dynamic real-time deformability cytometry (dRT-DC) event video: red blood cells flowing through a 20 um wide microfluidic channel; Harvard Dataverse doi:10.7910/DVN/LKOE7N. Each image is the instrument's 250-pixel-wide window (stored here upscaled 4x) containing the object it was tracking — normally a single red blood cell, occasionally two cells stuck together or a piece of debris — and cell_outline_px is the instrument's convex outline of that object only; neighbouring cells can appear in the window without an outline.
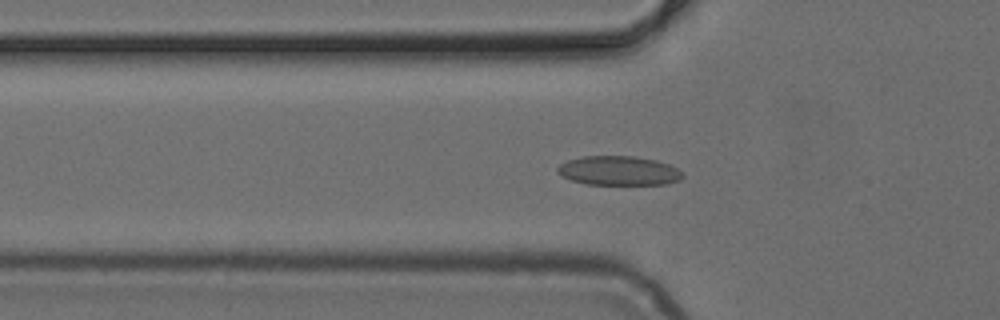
{"species": "common noctule bat (a hibernating species)", "species_latin": "Nyctalus noctula", "temperature_condition": "cold", "stored_images_in_passage": 46, "camera_frame_rate_fps": 3000, "um_per_image_px": 0.085, "animal": {"sex": "female", "body_mass_g": 24.6, "forearm_length_mm": 56.2}, "frame": {"image": 1, "passage_image": 13, "time_ms": 4.0, "image_size_px": [1000, 320], "cell_outline_px": [[684, 176], [680, 180], [668, 184], [588, 184], [572, 180], [560, 176], [556, 172], [556, 168], [560, 164], [568, 160], [580, 156], [636, 156], [656, 160], [668, 164], [676, 168]], "centroid_in_image_um": [52.56, 14.5], "position_along_channel_um": 73.2, "area_um2": 21.39}}
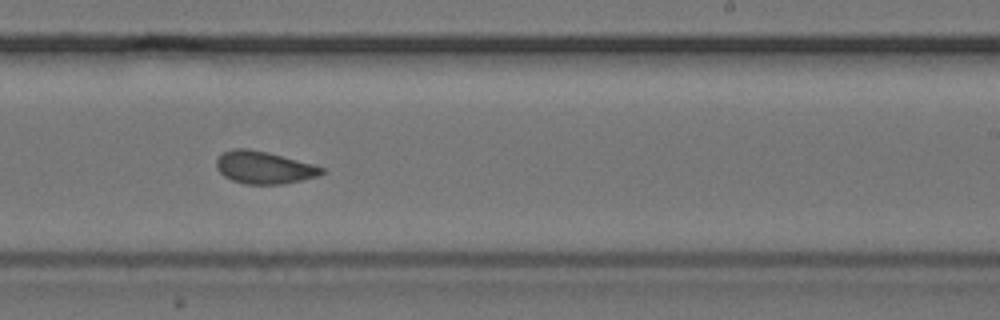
{"frame": {"image": 2, "passage_image": 27, "time_ms": 8.667, "image_size_px": [1000, 320], "cell_outline_px": [[324, 172], [316, 176], [284, 184], [244, 184], [232, 180], [224, 176], [216, 168], [216, 160], [224, 152], [232, 148], [248, 148], [268, 152], [312, 164], [324, 168]], "centroid_in_image_um": [22.4, 14.23], "position_along_channel_um": 266.6, "area_um2": 19.77}}
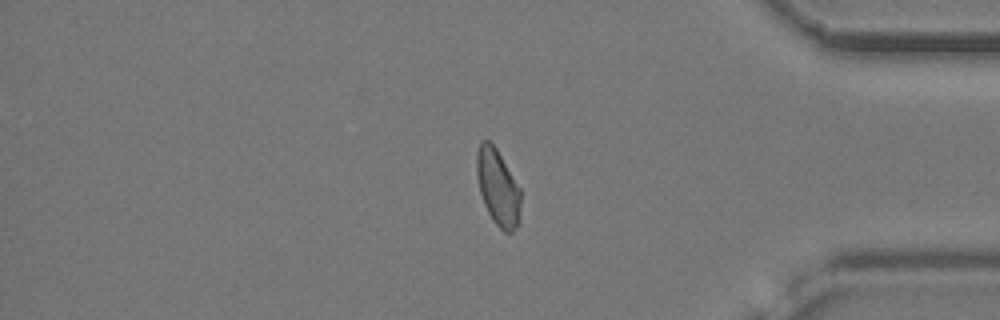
{"frame": {"image": 3, "passage_image": 38, "time_ms": 12.333, "image_size_px": [1000, 320], "cell_outline_px": [[520, 204], [516, 228], [512, 232], [504, 232], [492, 220], [484, 204], [480, 192], [476, 172], [476, 152], [480, 144], [484, 140], [488, 140], [496, 148], [520, 188]], "centroid_in_image_um": [42.29, 15.92], "position_along_channel_um": 392.9, "area_um2": 19.25}}